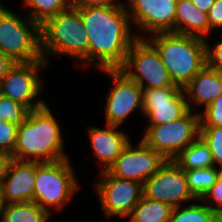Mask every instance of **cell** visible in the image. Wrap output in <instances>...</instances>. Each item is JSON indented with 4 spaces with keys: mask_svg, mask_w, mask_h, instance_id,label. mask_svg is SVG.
I'll use <instances>...</instances> for the list:
<instances>
[{
    "mask_svg": "<svg viewBox=\"0 0 222 222\" xmlns=\"http://www.w3.org/2000/svg\"><path fill=\"white\" fill-rule=\"evenodd\" d=\"M76 9L80 12L88 34L89 66L94 65L98 70L120 69L126 61L131 44L137 38H145L132 30L123 0L108 6Z\"/></svg>",
    "mask_w": 222,
    "mask_h": 222,
    "instance_id": "obj_1",
    "label": "cell"
},
{
    "mask_svg": "<svg viewBox=\"0 0 222 222\" xmlns=\"http://www.w3.org/2000/svg\"><path fill=\"white\" fill-rule=\"evenodd\" d=\"M52 113L47 104L28 113L18 126L13 159L41 163L69 158L64 149L63 130Z\"/></svg>",
    "mask_w": 222,
    "mask_h": 222,
    "instance_id": "obj_2",
    "label": "cell"
},
{
    "mask_svg": "<svg viewBox=\"0 0 222 222\" xmlns=\"http://www.w3.org/2000/svg\"><path fill=\"white\" fill-rule=\"evenodd\" d=\"M158 52L174 84L184 88L206 65L205 40L174 32L145 38Z\"/></svg>",
    "mask_w": 222,
    "mask_h": 222,
    "instance_id": "obj_3",
    "label": "cell"
},
{
    "mask_svg": "<svg viewBox=\"0 0 222 222\" xmlns=\"http://www.w3.org/2000/svg\"><path fill=\"white\" fill-rule=\"evenodd\" d=\"M41 49L43 60L49 64V56L67 55L89 65V40L80 12L70 7L41 25Z\"/></svg>",
    "mask_w": 222,
    "mask_h": 222,
    "instance_id": "obj_4",
    "label": "cell"
},
{
    "mask_svg": "<svg viewBox=\"0 0 222 222\" xmlns=\"http://www.w3.org/2000/svg\"><path fill=\"white\" fill-rule=\"evenodd\" d=\"M9 9L0 7V52L15 63L44 61L41 25Z\"/></svg>",
    "mask_w": 222,
    "mask_h": 222,
    "instance_id": "obj_5",
    "label": "cell"
},
{
    "mask_svg": "<svg viewBox=\"0 0 222 222\" xmlns=\"http://www.w3.org/2000/svg\"><path fill=\"white\" fill-rule=\"evenodd\" d=\"M79 182L69 158L37 162L34 202L50 214L52 209L60 211L81 188Z\"/></svg>",
    "mask_w": 222,
    "mask_h": 222,
    "instance_id": "obj_6",
    "label": "cell"
},
{
    "mask_svg": "<svg viewBox=\"0 0 222 222\" xmlns=\"http://www.w3.org/2000/svg\"><path fill=\"white\" fill-rule=\"evenodd\" d=\"M200 136V114L188 110L173 122L146 125L143 140L166 160H173L183 149Z\"/></svg>",
    "mask_w": 222,
    "mask_h": 222,
    "instance_id": "obj_7",
    "label": "cell"
},
{
    "mask_svg": "<svg viewBox=\"0 0 222 222\" xmlns=\"http://www.w3.org/2000/svg\"><path fill=\"white\" fill-rule=\"evenodd\" d=\"M120 70L143 90L175 85L157 50L145 38L131 44Z\"/></svg>",
    "mask_w": 222,
    "mask_h": 222,
    "instance_id": "obj_8",
    "label": "cell"
},
{
    "mask_svg": "<svg viewBox=\"0 0 222 222\" xmlns=\"http://www.w3.org/2000/svg\"><path fill=\"white\" fill-rule=\"evenodd\" d=\"M48 66L45 61L15 63L0 82V95L11 98L30 111L44 107L48 103L38 98L43 90L38 74Z\"/></svg>",
    "mask_w": 222,
    "mask_h": 222,
    "instance_id": "obj_9",
    "label": "cell"
},
{
    "mask_svg": "<svg viewBox=\"0 0 222 222\" xmlns=\"http://www.w3.org/2000/svg\"><path fill=\"white\" fill-rule=\"evenodd\" d=\"M100 175L94 186L105 217H128L143 195L142 184L112 176L108 171Z\"/></svg>",
    "mask_w": 222,
    "mask_h": 222,
    "instance_id": "obj_10",
    "label": "cell"
},
{
    "mask_svg": "<svg viewBox=\"0 0 222 222\" xmlns=\"http://www.w3.org/2000/svg\"><path fill=\"white\" fill-rule=\"evenodd\" d=\"M142 186L144 197L167 203L173 208L184 206L189 201L198 202L189 190L185 171L173 160H166Z\"/></svg>",
    "mask_w": 222,
    "mask_h": 222,
    "instance_id": "obj_11",
    "label": "cell"
},
{
    "mask_svg": "<svg viewBox=\"0 0 222 222\" xmlns=\"http://www.w3.org/2000/svg\"><path fill=\"white\" fill-rule=\"evenodd\" d=\"M113 81V88L106 96L104 107L105 121L108 125L120 126L134 110L142 111L143 89L120 69L99 70Z\"/></svg>",
    "mask_w": 222,
    "mask_h": 222,
    "instance_id": "obj_12",
    "label": "cell"
},
{
    "mask_svg": "<svg viewBox=\"0 0 222 222\" xmlns=\"http://www.w3.org/2000/svg\"><path fill=\"white\" fill-rule=\"evenodd\" d=\"M166 162L158 152L150 148L143 140L134 147L130 141L108 172L115 177L138 181L143 184Z\"/></svg>",
    "mask_w": 222,
    "mask_h": 222,
    "instance_id": "obj_13",
    "label": "cell"
},
{
    "mask_svg": "<svg viewBox=\"0 0 222 222\" xmlns=\"http://www.w3.org/2000/svg\"><path fill=\"white\" fill-rule=\"evenodd\" d=\"M189 110L183 88L178 85L143 90L142 113L147 125L171 123Z\"/></svg>",
    "mask_w": 222,
    "mask_h": 222,
    "instance_id": "obj_14",
    "label": "cell"
},
{
    "mask_svg": "<svg viewBox=\"0 0 222 222\" xmlns=\"http://www.w3.org/2000/svg\"><path fill=\"white\" fill-rule=\"evenodd\" d=\"M128 2V3H127ZM177 0H126L131 21L142 32L150 35L174 32Z\"/></svg>",
    "mask_w": 222,
    "mask_h": 222,
    "instance_id": "obj_15",
    "label": "cell"
},
{
    "mask_svg": "<svg viewBox=\"0 0 222 222\" xmlns=\"http://www.w3.org/2000/svg\"><path fill=\"white\" fill-rule=\"evenodd\" d=\"M37 162L12 159L1 182L6 204L34 202Z\"/></svg>",
    "mask_w": 222,
    "mask_h": 222,
    "instance_id": "obj_16",
    "label": "cell"
},
{
    "mask_svg": "<svg viewBox=\"0 0 222 222\" xmlns=\"http://www.w3.org/2000/svg\"><path fill=\"white\" fill-rule=\"evenodd\" d=\"M105 127L101 129L91 126L87 132L93 153L102 168L101 172L109 170L131 138L119 130V126L106 124Z\"/></svg>",
    "mask_w": 222,
    "mask_h": 222,
    "instance_id": "obj_17",
    "label": "cell"
},
{
    "mask_svg": "<svg viewBox=\"0 0 222 222\" xmlns=\"http://www.w3.org/2000/svg\"><path fill=\"white\" fill-rule=\"evenodd\" d=\"M183 90L189 110L194 111L199 105L205 109L222 94V72L205 65Z\"/></svg>",
    "mask_w": 222,
    "mask_h": 222,
    "instance_id": "obj_18",
    "label": "cell"
},
{
    "mask_svg": "<svg viewBox=\"0 0 222 222\" xmlns=\"http://www.w3.org/2000/svg\"><path fill=\"white\" fill-rule=\"evenodd\" d=\"M174 33L208 39L209 21L191 0H177Z\"/></svg>",
    "mask_w": 222,
    "mask_h": 222,
    "instance_id": "obj_19",
    "label": "cell"
},
{
    "mask_svg": "<svg viewBox=\"0 0 222 222\" xmlns=\"http://www.w3.org/2000/svg\"><path fill=\"white\" fill-rule=\"evenodd\" d=\"M184 171L214 166L209 146L199 136L174 159Z\"/></svg>",
    "mask_w": 222,
    "mask_h": 222,
    "instance_id": "obj_20",
    "label": "cell"
},
{
    "mask_svg": "<svg viewBox=\"0 0 222 222\" xmlns=\"http://www.w3.org/2000/svg\"><path fill=\"white\" fill-rule=\"evenodd\" d=\"M172 210L171 205L142 195L128 216V222H170Z\"/></svg>",
    "mask_w": 222,
    "mask_h": 222,
    "instance_id": "obj_21",
    "label": "cell"
},
{
    "mask_svg": "<svg viewBox=\"0 0 222 222\" xmlns=\"http://www.w3.org/2000/svg\"><path fill=\"white\" fill-rule=\"evenodd\" d=\"M51 214L35 202L6 204L0 222H48Z\"/></svg>",
    "mask_w": 222,
    "mask_h": 222,
    "instance_id": "obj_22",
    "label": "cell"
},
{
    "mask_svg": "<svg viewBox=\"0 0 222 222\" xmlns=\"http://www.w3.org/2000/svg\"><path fill=\"white\" fill-rule=\"evenodd\" d=\"M198 201L200 204L192 202L184 207H174L170 222H221L222 216L219 213L211 210L200 199Z\"/></svg>",
    "mask_w": 222,
    "mask_h": 222,
    "instance_id": "obj_23",
    "label": "cell"
},
{
    "mask_svg": "<svg viewBox=\"0 0 222 222\" xmlns=\"http://www.w3.org/2000/svg\"><path fill=\"white\" fill-rule=\"evenodd\" d=\"M28 17L42 25L52 16L69 9V0H23Z\"/></svg>",
    "mask_w": 222,
    "mask_h": 222,
    "instance_id": "obj_24",
    "label": "cell"
},
{
    "mask_svg": "<svg viewBox=\"0 0 222 222\" xmlns=\"http://www.w3.org/2000/svg\"><path fill=\"white\" fill-rule=\"evenodd\" d=\"M187 183L191 193L201 199L218 179L217 166L185 171Z\"/></svg>",
    "mask_w": 222,
    "mask_h": 222,
    "instance_id": "obj_25",
    "label": "cell"
},
{
    "mask_svg": "<svg viewBox=\"0 0 222 222\" xmlns=\"http://www.w3.org/2000/svg\"><path fill=\"white\" fill-rule=\"evenodd\" d=\"M200 137L209 146L214 166H222V127L200 126Z\"/></svg>",
    "mask_w": 222,
    "mask_h": 222,
    "instance_id": "obj_26",
    "label": "cell"
},
{
    "mask_svg": "<svg viewBox=\"0 0 222 222\" xmlns=\"http://www.w3.org/2000/svg\"><path fill=\"white\" fill-rule=\"evenodd\" d=\"M29 112L30 110L20 103L0 95V115L4 121L19 126L26 120Z\"/></svg>",
    "mask_w": 222,
    "mask_h": 222,
    "instance_id": "obj_27",
    "label": "cell"
},
{
    "mask_svg": "<svg viewBox=\"0 0 222 222\" xmlns=\"http://www.w3.org/2000/svg\"><path fill=\"white\" fill-rule=\"evenodd\" d=\"M200 114V126L222 127V94Z\"/></svg>",
    "mask_w": 222,
    "mask_h": 222,
    "instance_id": "obj_28",
    "label": "cell"
},
{
    "mask_svg": "<svg viewBox=\"0 0 222 222\" xmlns=\"http://www.w3.org/2000/svg\"><path fill=\"white\" fill-rule=\"evenodd\" d=\"M17 134L18 126L16 124L6 121L0 123V151L12 155L16 144Z\"/></svg>",
    "mask_w": 222,
    "mask_h": 222,
    "instance_id": "obj_29",
    "label": "cell"
},
{
    "mask_svg": "<svg viewBox=\"0 0 222 222\" xmlns=\"http://www.w3.org/2000/svg\"><path fill=\"white\" fill-rule=\"evenodd\" d=\"M200 200L222 216V182L217 179L216 183Z\"/></svg>",
    "mask_w": 222,
    "mask_h": 222,
    "instance_id": "obj_30",
    "label": "cell"
},
{
    "mask_svg": "<svg viewBox=\"0 0 222 222\" xmlns=\"http://www.w3.org/2000/svg\"><path fill=\"white\" fill-rule=\"evenodd\" d=\"M206 43V65L216 71L222 72V39L209 45L207 39Z\"/></svg>",
    "mask_w": 222,
    "mask_h": 222,
    "instance_id": "obj_31",
    "label": "cell"
},
{
    "mask_svg": "<svg viewBox=\"0 0 222 222\" xmlns=\"http://www.w3.org/2000/svg\"><path fill=\"white\" fill-rule=\"evenodd\" d=\"M207 15L209 21V34L217 28L222 29V0H215Z\"/></svg>",
    "mask_w": 222,
    "mask_h": 222,
    "instance_id": "obj_32",
    "label": "cell"
},
{
    "mask_svg": "<svg viewBox=\"0 0 222 222\" xmlns=\"http://www.w3.org/2000/svg\"><path fill=\"white\" fill-rule=\"evenodd\" d=\"M118 0H69L72 8H82L89 6H108L117 4Z\"/></svg>",
    "mask_w": 222,
    "mask_h": 222,
    "instance_id": "obj_33",
    "label": "cell"
},
{
    "mask_svg": "<svg viewBox=\"0 0 222 222\" xmlns=\"http://www.w3.org/2000/svg\"><path fill=\"white\" fill-rule=\"evenodd\" d=\"M15 62L0 52V82L14 66Z\"/></svg>",
    "mask_w": 222,
    "mask_h": 222,
    "instance_id": "obj_34",
    "label": "cell"
},
{
    "mask_svg": "<svg viewBox=\"0 0 222 222\" xmlns=\"http://www.w3.org/2000/svg\"><path fill=\"white\" fill-rule=\"evenodd\" d=\"M12 159L13 158L11 154L0 151V184L7 173L9 164Z\"/></svg>",
    "mask_w": 222,
    "mask_h": 222,
    "instance_id": "obj_35",
    "label": "cell"
},
{
    "mask_svg": "<svg viewBox=\"0 0 222 222\" xmlns=\"http://www.w3.org/2000/svg\"><path fill=\"white\" fill-rule=\"evenodd\" d=\"M193 4L202 12L208 13L215 0H191Z\"/></svg>",
    "mask_w": 222,
    "mask_h": 222,
    "instance_id": "obj_36",
    "label": "cell"
},
{
    "mask_svg": "<svg viewBox=\"0 0 222 222\" xmlns=\"http://www.w3.org/2000/svg\"><path fill=\"white\" fill-rule=\"evenodd\" d=\"M6 205L5 199H4V194H3V190H2V186L0 184V216L2 214V211L4 210Z\"/></svg>",
    "mask_w": 222,
    "mask_h": 222,
    "instance_id": "obj_37",
    "label": "cell"
},
{
    "mask_svg": "<svg viewBox=\"0 0 222 222\" xmlns=\"http://www.w3.org/2000/svg\"><path fill=\"white\" fill-rule=\"evenodd\" d=\"M218 180L222 182V166L218 167Z\"/></svg>",
    "mask_w": 222,
    "mask_h": 222,
    "instance_id": "obj_38",
    "label": "cell"
},
{
    "mask_svg": "<svg viewBox=\"0 0 222 222\" xmlns=\"http://www.w3.org/2000/svg\"><path fill=\"white\" fill-rule=\"evenodd\" d=\"M4 119H2L1 115H0V123H3Z\"/></svg>",
    "mask_w": 222,
    "mask_h": 222,
    "instance_id": "obj_39",
    "label": "cell"
}]
</instances>
